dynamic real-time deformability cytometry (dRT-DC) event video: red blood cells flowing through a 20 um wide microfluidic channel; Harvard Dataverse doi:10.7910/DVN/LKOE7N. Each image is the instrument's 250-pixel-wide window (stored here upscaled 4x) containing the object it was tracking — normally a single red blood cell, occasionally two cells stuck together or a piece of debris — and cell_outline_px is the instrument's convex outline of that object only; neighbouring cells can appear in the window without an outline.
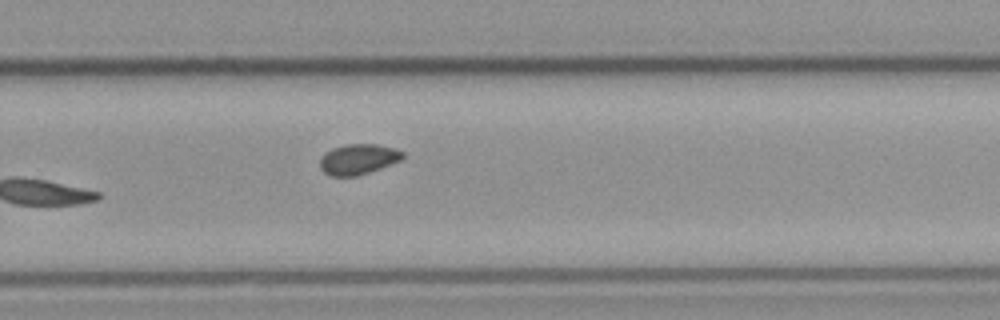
{"species": "common noctule bat (a hibernating species)", "species_latin": "Nyctalus noctula", "temperature_condition": "cold", "stored_images_in_passage": 9, "camera_frame_rate_fps": 3000, "um_per_image_px": 0.085, "animal": {"sex": "male", "body_mass_g": 23.1, "forearm_length_mm": 52.7}, "frame": {"image": 1, "passage_image": 9, "time_ms": 9.333, "image_size_px": [1000, 320], "cell_outline_px": [[404, 156], [400, 160], [380, 168], [356, 176], [332, 176], [324, 172], [320, 168], [320, 160], [324, 152], [332, 148], [348, 144], [376, 144], [396, 148], [404, 152]], "centroid_in_image_um": [30.44, 13.52], "position_along_channel_um": 299.4, "area_um2": 14.62}}